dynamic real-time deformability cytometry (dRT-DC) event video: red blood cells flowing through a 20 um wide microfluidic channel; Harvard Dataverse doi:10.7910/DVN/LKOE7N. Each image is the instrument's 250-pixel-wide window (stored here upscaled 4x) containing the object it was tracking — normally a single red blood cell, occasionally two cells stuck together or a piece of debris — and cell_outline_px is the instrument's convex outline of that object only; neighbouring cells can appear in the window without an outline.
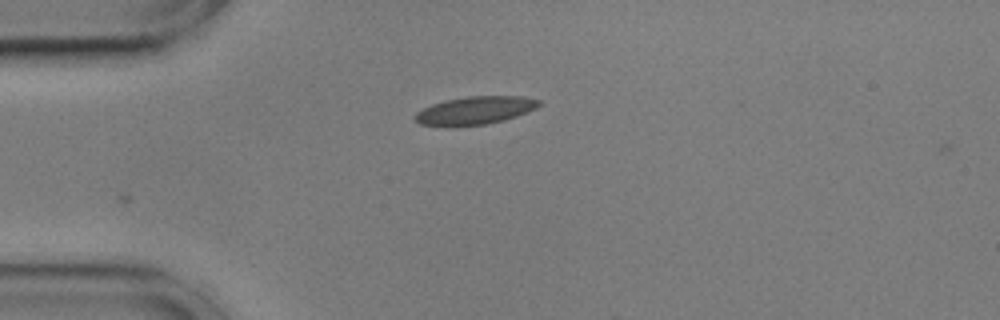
{"species": "common noctule bat (a hibernating species)", "species_latin": "Nyctalus noctula", "temperature_condition": "cold", "stored_images_in_passage": 3, "camera_frame_rate_fps": 3000, "um_per_image_px": 0.085, "animal": {"sex": "male", "body_mass_g": 17.9, "forearm_length_mm": 54.2}, "frame": {"image": 1, "passage_image": 1, "time_ms": 0.0, "image_size_px": [1000, 320], "cell_outline_px": [[540, 104], [536, 108], [516, 116], [504, 120], [484, 124], [420, 124], [412, 120], [416, 112], [432, 104], [444, 100], [468, 96], [524, 96], [540, 100]], "centroid_in_image_um": [40.4, 9.35], "position_along_channel_um": 44.6, "area_um2": 19.65}}